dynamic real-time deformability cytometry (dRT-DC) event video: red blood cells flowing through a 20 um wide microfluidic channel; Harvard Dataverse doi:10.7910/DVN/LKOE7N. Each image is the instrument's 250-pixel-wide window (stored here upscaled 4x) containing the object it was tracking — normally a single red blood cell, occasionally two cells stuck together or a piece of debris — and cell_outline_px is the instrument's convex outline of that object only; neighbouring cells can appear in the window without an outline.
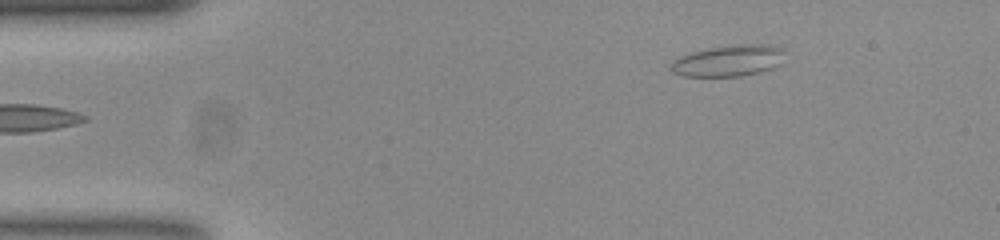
{"species": "common noctule bat (a hibernating species)", "species_latin": "Nyctalus noctula", "temperature_condition": "room temperature", "stored_images_in_passage": 47, "camera_frame_rate_fps": 3000, "um_per_image_px": 0.085, "animal": {"sex": "female", "body_mass_g": 23.0, "forearm_length_mm": 53.4}, "frame": {"image": 1, "passage_image": 1, "time_ms": 0.0, "image_size_px": [1000, 240], "cell_outline_px": [[780, 52], [768, 68], [756, 72], [740, 76], [684, 76], [672, 72], [672, 64], [680, 56], [692, 52], [708, 48], [736, 44], [772, 44], [780, 48]], "centroid_in_image_um": [61.77, 5.15], "position_along_channel_um": 23.2, "area_um2": 19.65}}
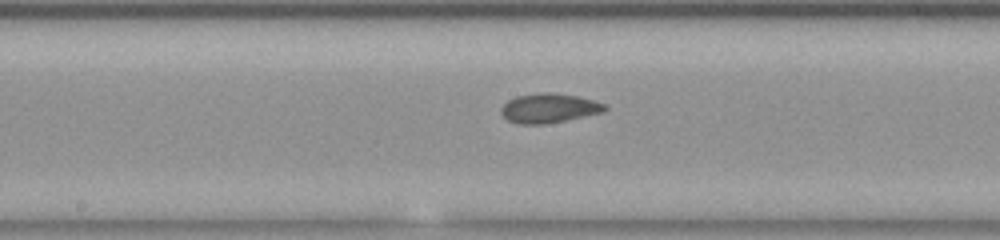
{"frame": {"image": 2, "passage_image": 21, "time_ms": 6.667, "image_size_px": [1000, 240], "cell_outline_px": [[608, 108], [604, 112], [544, 124], [516, 124], [508, 120], [500, 112], [500, 108], [508, 100], [516, 96], [540, 92], [552, 92], [576, 96], [592, 100], [604, 104]], "centroid_in_image_um": [46.63, 9.19], "position_along_channel_um": 201.6, "area_um2": 17.69}}
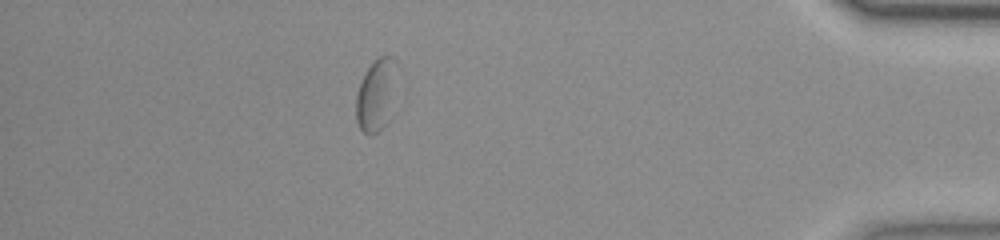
{"frame": {"image": 3, "passage_image": 41, "time_ms": 13.333, "image_size_px": [1000, 240], "cell_outline_px": [[396, 60], [384, 124], [376, 132], [364, 132], [360, 128], [356, 120], [356, 96], [360, 84], [368, 68], [380, 56], [392, 56]], "centroid_in_image_um": [31.87, 8.03], "position_along_channel_um": 403.3, "area_um2": 15.26}, "authors_computed_cell_mechanics": {"area_um2": 17.5134, "velocity_mm_per_s": 3.7471, "shape_relaxation_time_tau1_ms": 8.9672, "shape_relaxation_time_tau2_ms": 2.4261, "deformation_change_tau1": 0.1588, "deformation_change_tau2": 0.0707}}